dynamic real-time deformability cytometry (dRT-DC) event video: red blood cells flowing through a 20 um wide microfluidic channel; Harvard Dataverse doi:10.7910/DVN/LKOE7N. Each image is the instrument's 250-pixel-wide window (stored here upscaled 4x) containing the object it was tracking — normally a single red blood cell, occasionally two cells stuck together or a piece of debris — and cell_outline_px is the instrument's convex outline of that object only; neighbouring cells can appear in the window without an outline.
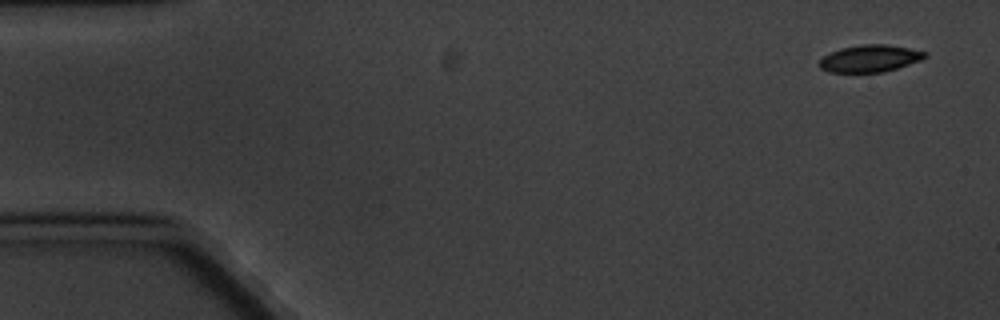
{"species": "common noctule bat (a hibernating species)", "species_latin": "Nyctalus noctula", "temperature_condition": "cold", "stored_images_in_passage": 4, "camera_frame_rate_fps": 3000, "um_per_image_px": 0.085, "animal": {"sex": "male", "body_mass_g": 20.1, "forearm_length_mm": 53.5}, "frame": {"image": 1, "passage_image": 1, "time_ms": 0.0, "image_size_px": [1000, 320], "cell_outline_px": [[928, 56], [920, 60], [884, 72], [828, 72], [820, 68], [820, 60], [824, 56], [840, 48], [860, 44], [884, 44], [908, 48], [928, 52]], "centroid_in_image_um": [73.95, 4.96], "position_along_channel_um": 11.1, "area_um2": 16.53}}
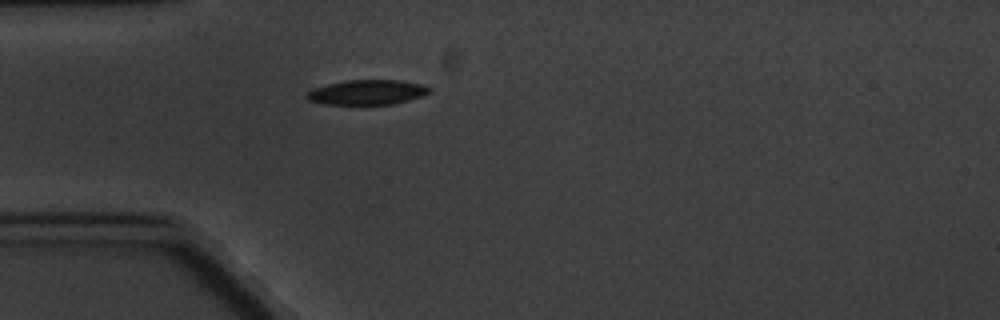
{"frame": {"image": 2, "passage_image": 4, "time_ms": 4.667, "image_size_px": [1000, 320], "cell_outline_px": [[432, 92], [408, 100], [392, 104], [324, 104], [308, 100], [304, 96], [312, 88], [344, 80], [400, 80], [424, 84], [432, 88]], "centroid_in_image_um": [31.22, 7.83], "position_along_channel_um": 53.8, "area_um2": 17.86}}